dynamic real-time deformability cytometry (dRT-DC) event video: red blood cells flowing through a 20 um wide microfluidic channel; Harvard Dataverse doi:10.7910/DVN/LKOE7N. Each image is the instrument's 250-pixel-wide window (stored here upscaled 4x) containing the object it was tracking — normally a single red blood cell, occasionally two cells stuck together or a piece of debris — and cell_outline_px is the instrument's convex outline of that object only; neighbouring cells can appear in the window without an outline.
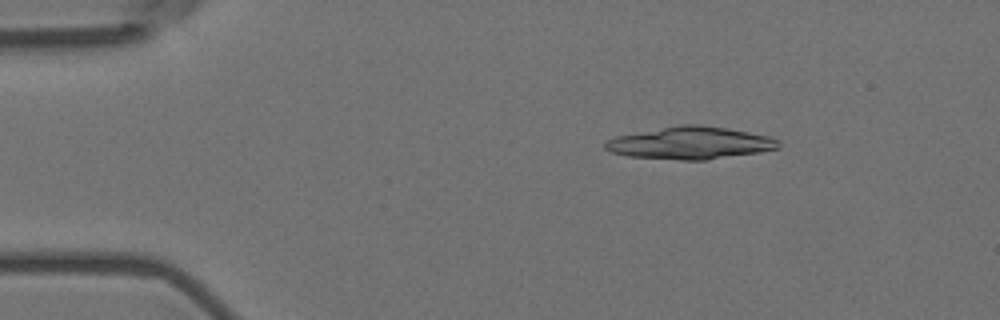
{"species": "Egyptian fruit bat (a non-hibernating species)", "species_latin": "Rousettus aegyptiacus", "temperature_condition": "room temperature", "stored_images_in_passage": 20, "camera_frame_rate_fps": 3000, "um_per_image_px": 0.085, "animal": {"sex": "female"}, "frame": {"image": 1, "passage_image": 9, "time_ms": 2.667, "image_size_px": [1000, 320], "cell_outline_px": [[780, 148], [708, 160], [680, 160], [628, 156], [608, 152], [604, 148], [604, 144], [608, 140], [616, 136], [680, 124], [696, 124], [728, 128], [768, 136], [780, 140]], "centroid_in_image_um": [58.66, 12.15], "position_along_channel_um": 26.3, "area_um2": 32.66}}